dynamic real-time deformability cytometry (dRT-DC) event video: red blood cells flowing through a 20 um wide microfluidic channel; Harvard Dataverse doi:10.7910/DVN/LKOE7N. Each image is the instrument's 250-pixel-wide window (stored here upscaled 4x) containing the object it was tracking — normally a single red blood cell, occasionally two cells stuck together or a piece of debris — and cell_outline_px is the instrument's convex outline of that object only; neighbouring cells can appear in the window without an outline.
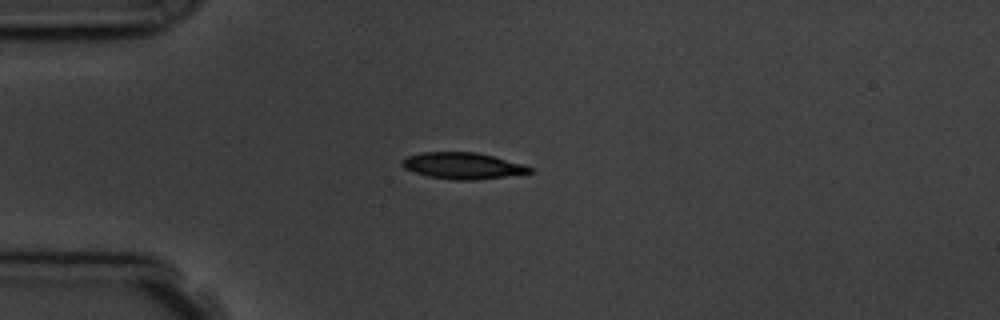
{"species": "common noctule bat (a hibernating species)", "species_latin": "Nyctalus noctula", "temperature_condition": "room temperature", "stored_images_in_passage": 3, "camera_frame_rate_fps": 3000, "um_per_image_px": 0.085, "animal": {"sex": "male", "body_mass_g": 19.5, "forearm_length_mm": 54.6}, "frame": {"image": 1, "passage_image": 1, "time_ms": 0.0, "image_size_px": [1000, 320], "cell_outline_px": [[532, 172], [476, 180], [456, 180], [428, 176], [404, 168], [400, 164], [400, 160], [408, 156], [424, 152], [476, 152], [524, 164], [532, 168]], "centroid_in_image_um": [39.3, 14.08], "position_along_channel_um": 45.7, "area_um2": 19.42}}